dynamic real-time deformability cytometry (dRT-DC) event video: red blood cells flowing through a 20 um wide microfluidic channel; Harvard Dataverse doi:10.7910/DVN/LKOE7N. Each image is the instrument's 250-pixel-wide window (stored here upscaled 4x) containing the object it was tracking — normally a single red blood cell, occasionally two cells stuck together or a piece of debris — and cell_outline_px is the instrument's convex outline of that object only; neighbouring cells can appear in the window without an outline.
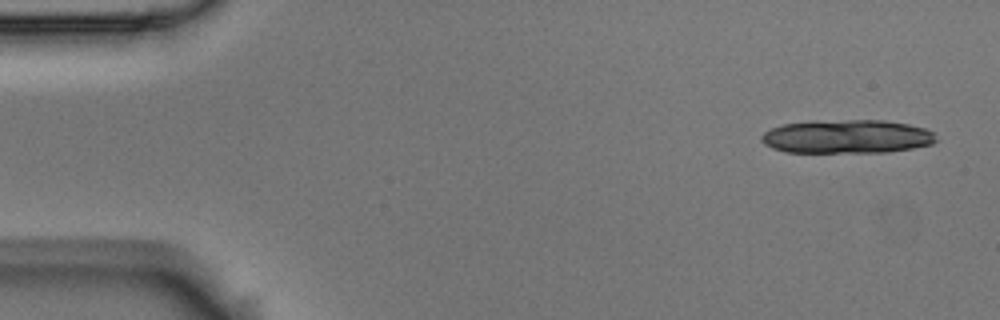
{"species": "Egyptian fruit bat (a non-hibernating species)", "species_latin": "Rousettus aegyptiacus", "temperature_condition": "room temperature", "stored_images_in_passage": 14, "camera_frame_rate_fps": 3000, "um_per_image_px": 0.085, "animal": {"sex": "male"}, "frame": {"image": 1, "passage_image": 1, "time_ms": 0.0, "image_size_px": [1000, 320], "cell_outline_px": [[940, 140], [932, 144], [912, 148], [888, 152], [784, 152], [772, 148], [764, 144], [760, 140], [760, 136], [764, 132], [772, 128], [784, 124], [848, 120], [884, 120], [908, 124], [924, 128], [932, 132]], "centroid_in_image_um": [72.02, 11.62], "position_along_channel_um": 13.0, "area_um2": 34.04}}
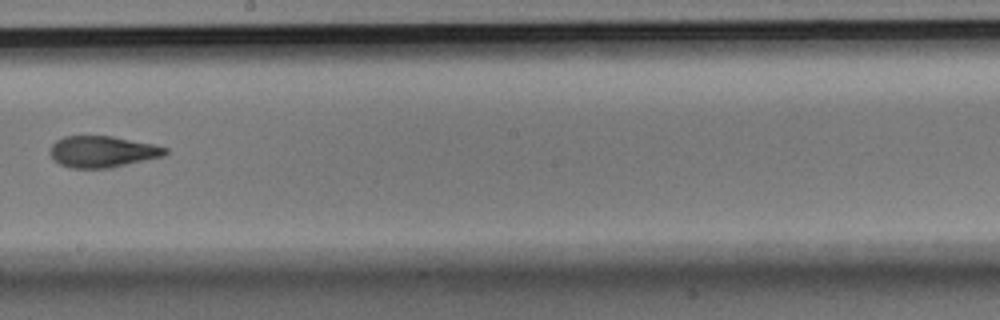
{"frame": {"image": 2, "passage_image": 8, "time_ms": 2.333, "image_size_px": [1000, 320], "cell_outline_px": [[168, 152], [164, 156], [112, 168], [72, 168], [60, 164], [48, 152], [52, 144], [56, 140], [64, 136], [112, 136], [152, 144], [168, 148]], "centroid_in_image_um": [8.71, 12.89], "position_along_channel_um": 239.5, "area_um2": 21.1}}
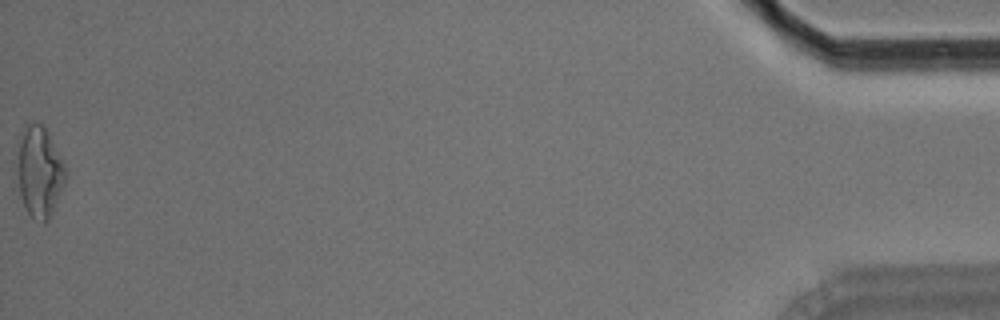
{"frame": {"image": 3, "passage_image": 14, "time_ms": 4.333, "image_size_px": [1000, 320], "cell_outline_px": [[68, 176], [52, 212], [48, 220], [44, 224], [32, 216], [28, 212], [20, 196], [12, 160], [16, 140], [24, 124], [32, 120], [36, 120], [48, 132], [64, 160]], "centroid_in_image_um": [3.27, 14.49], "position_along_channel_um": 431.9, "area_um2": 27.28}}